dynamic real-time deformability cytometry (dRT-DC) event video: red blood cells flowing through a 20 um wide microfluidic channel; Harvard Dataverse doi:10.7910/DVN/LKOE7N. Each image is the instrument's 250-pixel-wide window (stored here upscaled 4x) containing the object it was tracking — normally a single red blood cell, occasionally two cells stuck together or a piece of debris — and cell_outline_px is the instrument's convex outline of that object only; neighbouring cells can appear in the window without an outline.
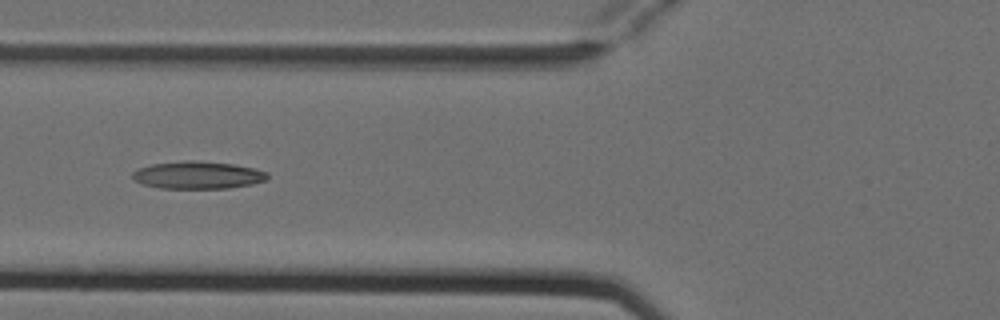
{"species": "Egyptian fruit bat (a non-hibernating species)", "species_latin": "Rousettus aegyptiacus", "temperature_condition": "cold", "stored_images_in_passage": 5, "camera_frame_rate_fps": 3000, "um_per_image_px": 0.085, "animal": {"sex": "female"}, "frame": {"image": 1, "passage_image": 5, "time_ms": 1.333, "image_size_px": [1000, 320], "cell_outline_px": [[268, 176], [264, 180], [252, 184], [228, 188], [160, 188], [144, 184], [136, 180], [132, 176], [132, 172], [136, 168], [152, 164], [184, 160], [196, 160], [232, 164], [256, 168], [264, 172]], "centroid_in_image_um": [16.78, 14.87], "position_along_channel_um": 109.0, "area_um2": 21.5}}